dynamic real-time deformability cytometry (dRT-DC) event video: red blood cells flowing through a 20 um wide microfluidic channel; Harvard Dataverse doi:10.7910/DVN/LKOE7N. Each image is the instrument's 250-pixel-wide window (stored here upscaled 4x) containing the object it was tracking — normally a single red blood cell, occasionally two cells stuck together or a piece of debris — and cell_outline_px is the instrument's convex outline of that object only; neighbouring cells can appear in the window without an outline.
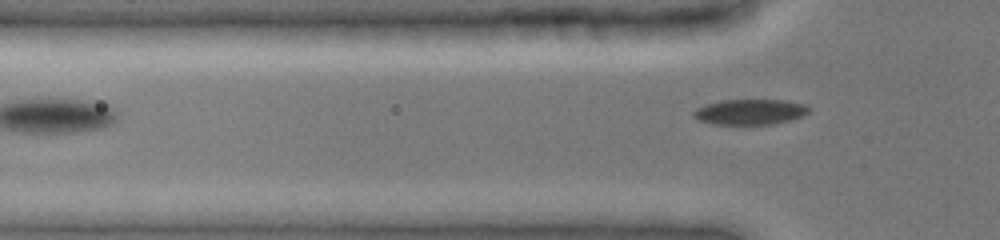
{"species": "common noctule bat (a hibernating species)", "species_latin": "Nyctalus noctula", "temperature_condition": "cold", "stored_images_in_passage": 7, "segment_of_instrument_passage": [2, 2], "camera_frame_rate_fps": 3000, "um_per_image_px": 0.085, "animal": {"sex": "female", "body_mass_g": 19.0, "forearm_length_mm": 51.5}, "frame": {"image": 1, "passage_image": 7, "time_ms": 5.0, "image_size_px": [1000, 240], "cell_outline_px": [[812, 112], [788, 120], [772, 124], [712, 124], [696, 120], [692, 116], [692, 112], [696, 108], [704, 104], [720, 100], [784, 100], [804, 104], [812, 108]], "centroid_in_image_um": [63.71, 9.5], "position_along_channel_um": 62.1, "area_um2": 17.28}}